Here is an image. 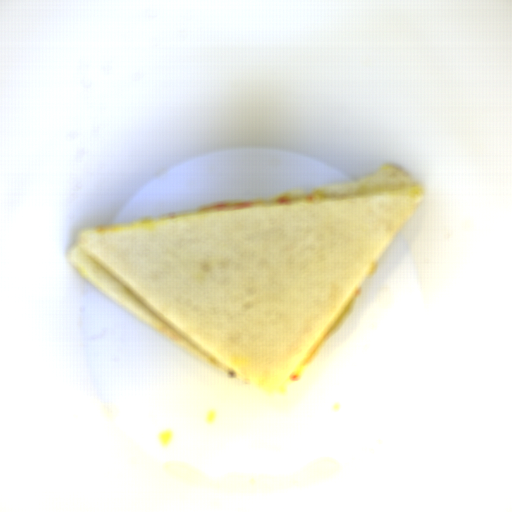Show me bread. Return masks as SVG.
<instances>
[{"label":"bread","mask_w":512,"mask_h":512,"mask_svg":"<svg viewBox=\"0 0 512 512\" xmlns=\"http://www.w3.org/2000/svg\"><path fill=\"white\" fill-rule=\"evenodd\" d=\"M307 194L83 229L65 255L192 354L282 393L424 191L386 164Z\"/></svg>","instance_id":"1"}]
</instances>
